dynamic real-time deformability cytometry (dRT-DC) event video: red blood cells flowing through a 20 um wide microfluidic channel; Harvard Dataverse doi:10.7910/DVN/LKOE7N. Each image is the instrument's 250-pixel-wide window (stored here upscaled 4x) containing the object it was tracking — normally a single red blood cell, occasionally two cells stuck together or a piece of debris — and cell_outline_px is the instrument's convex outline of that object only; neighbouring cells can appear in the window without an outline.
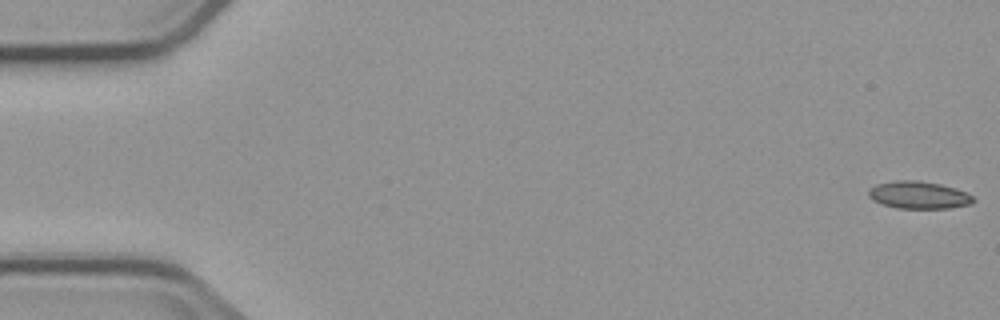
{"species": "common noctule bat (a hibernating species)", "species_latin": "Nyctalus noctula", "temperature_condition": "cold", "stored_images_in_passage": 5, "camera_frame_rate_fps": 3000, "um_per_image_px": 0.085, "animal": {"sex": "male", "body_mass_g": 23.1, "forearm_length_mm": 52.7}, "frame": {"image": 1, "passage_image": 1, "time_ms": 0.0, "image_size_px": [1000, 320], "cell_outline_px": [[976, 200], [972, 204], [948, 208], [896, 208], [872, 200], [868, 196], [868, 192], [876, 184], [896, 180], [916, 180], [940, 184], [956, 188], [972, 196]], "centroid_in_image_um": [78.1, 16.58], "position_along_channel_um": 6.9, "area_um2": 16.65}}
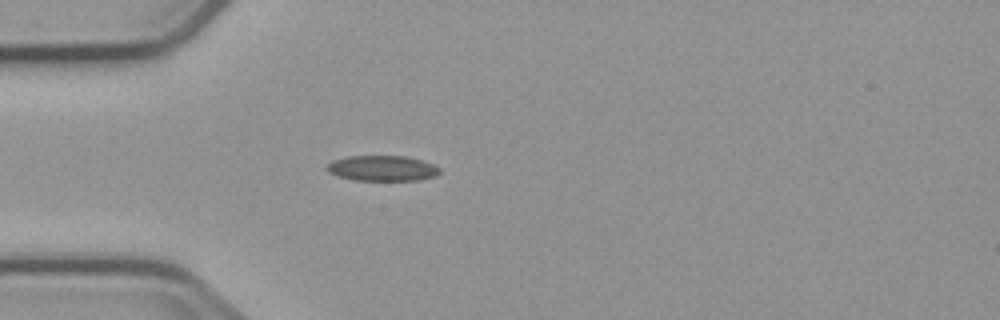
{"frame": {"image": 2, "passage_image": 5, "time_ms": 5.0, "image_size_px": [1000, 320], "cell_outline_px": [[440, 172], [436, 176], [420, 180], [356, 180], [336, 176], [328, 172], [324, 168], [332, 160], [348, 156], [404, 156], [420, 160], [432, 164], [440, 168]], "centroid_in_image_um": [32.46, 14.31], "position_along_channel_um": 52.5, "area_um2": 16.76}}